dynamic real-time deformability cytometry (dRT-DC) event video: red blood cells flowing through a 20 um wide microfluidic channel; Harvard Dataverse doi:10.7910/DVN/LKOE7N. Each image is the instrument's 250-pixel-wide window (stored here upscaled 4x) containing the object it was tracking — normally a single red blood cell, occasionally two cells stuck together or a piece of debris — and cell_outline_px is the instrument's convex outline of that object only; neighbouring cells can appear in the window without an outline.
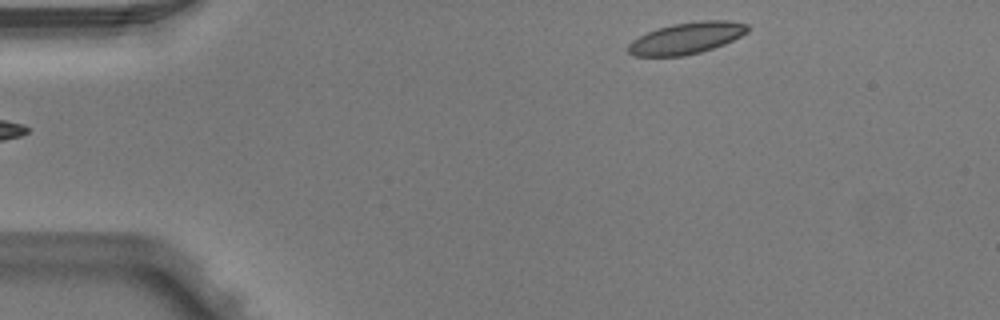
{"species": "Egyptian fruit bat (a non-hibernating species)", "species_latin": "Rousettus aegyptiacus", "temperature_condition": "warm", "stored_images_in_passage": 6, "segment_of_instrument_passage": [2, 2], "camera_frame_rate_fps": 3000, "um_per_image_px": 0.085, "animal": {"sex": "male"}, "frame": {"image": 1, "passage_image": 6, "time_ms": 1.667, "image_size_px": [1000, 320], "cell_outline_px": [[748, 32], [724, 44], [700, 52], [684, 56], [632, 56], [628, 52], [628, 44], [632, 40], [648, 32], [672, 24], [700, 20], [728, 20], [748, 24]], "centroid_in_image_um": [58.35, 3.24], "position_along_channel_um": 26.6, "area_um2": 21.85}}